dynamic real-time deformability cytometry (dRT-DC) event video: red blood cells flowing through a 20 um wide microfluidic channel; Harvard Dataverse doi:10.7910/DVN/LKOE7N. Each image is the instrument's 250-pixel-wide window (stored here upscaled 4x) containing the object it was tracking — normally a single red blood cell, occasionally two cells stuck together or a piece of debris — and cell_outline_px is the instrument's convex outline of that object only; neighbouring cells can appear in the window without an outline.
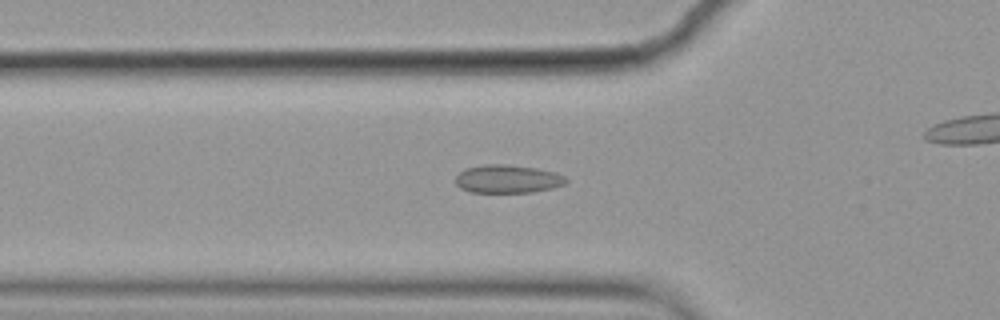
{"species": "common noctule bat (a hibernating species)", "species_latin": "Nyctalus noctula", "temperature_condition": "cold", "stored_images_in_passage": 46, "segment_of_instrument_passage": [1, 2], "camera_frame_rate_fps": 3000, "um_per_image_px": 0.085, "animal": {"sex": "female", "body_mass_g": 19.9}, "frame": {"image": 1, "passage_image": 19, "time_ms": 6.0, "image_size_px": [1000, 320], "cell_outline_px": [[568, 180], [564, 184], [552, 188], [532, 192], [472, 192], [460, 188], [456, 184], [456, 176], [464, 168], [484, 164], [508, 164], [536, 168], [556, 172], [564, 176]], "centroid_in_image_um": [43.14, 15.2], "position_along_channel_um": 82.7, "area_um2": 18.21}}
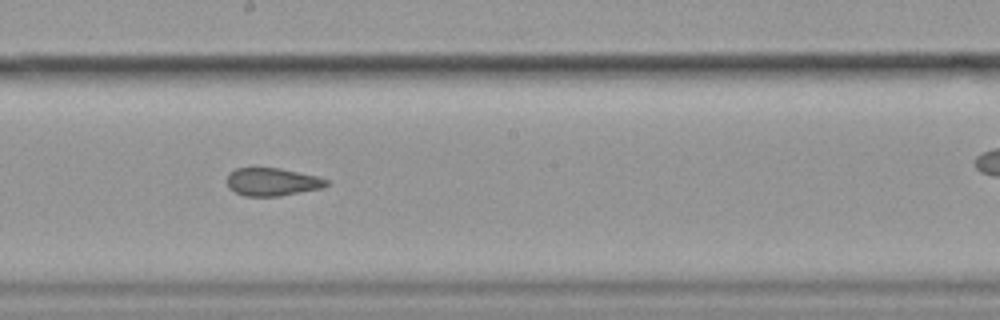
{"frame": {"image": 2, "passage_image": 31, "time_ms": 10.0, "image_size_px": [1000, 320], "cell_outline_px": [[328, 184], [324, 188], [280, 196], [244, 196], [228, 188], [228, 172], [236, 168], [280, 168], [316, 176], [328, 180]], "centroid_in_image_um": [23.14, 15.46], "position_along_channel_um": 225.1, "area_um2": 16.18}}
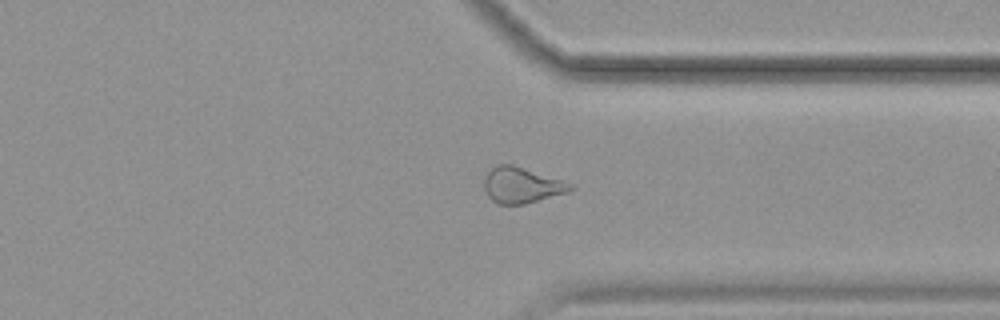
{"frame": {"image": 3, "passage_image": 43, "time_ms": 14.0, "image_size_px": [1000, 320], "cell_outline_px": [[572, 188], [568, 192], [524, 204], [496, 204], [488, 196], [484, 188], [484, 180], [488, 172], [496, 164], [512, 164], [572, 184]], "centroid_in_image_um": [44.29, 15.75], "position_along_channel_um": 367.1, "area_um2": 17.63}}